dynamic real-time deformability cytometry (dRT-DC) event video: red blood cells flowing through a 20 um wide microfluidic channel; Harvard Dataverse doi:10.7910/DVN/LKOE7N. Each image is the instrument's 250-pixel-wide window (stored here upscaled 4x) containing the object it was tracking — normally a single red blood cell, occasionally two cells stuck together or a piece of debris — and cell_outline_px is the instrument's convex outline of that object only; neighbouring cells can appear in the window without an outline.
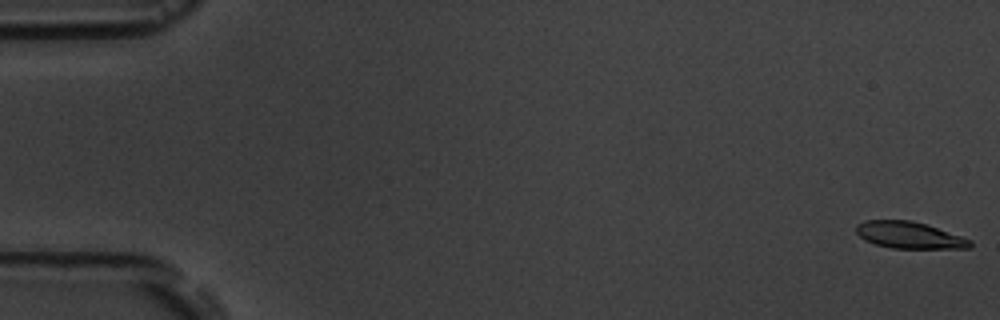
{"species": "common noctule bat (a hibernating species)", "species_latin": "Nyctalus noctula", "temperature_condition": "room temperature", "stored_images_in_passage": 10, "camera_frame_rate_fps": 3000, "um_per_image_px": 0.085, "animal": {"sex": "male", "body_mass_g": 19.5, "forearm_length_mm": 54.6}, "frame": {"image": 1, "passage_image": 1, "time_ms": 0.0, "image_size_px": [1000, 320], "cell_outline_px": [[972, 248], [892, 248], [876, 244], [864, 240], [856, 232], [856, 224], [864, 220], [912, 220], [972, 240]], "centroid_in_image_um": [77.26, 19.98], "position_along_channel_um": 7.7, "area_um2": 17.57}}
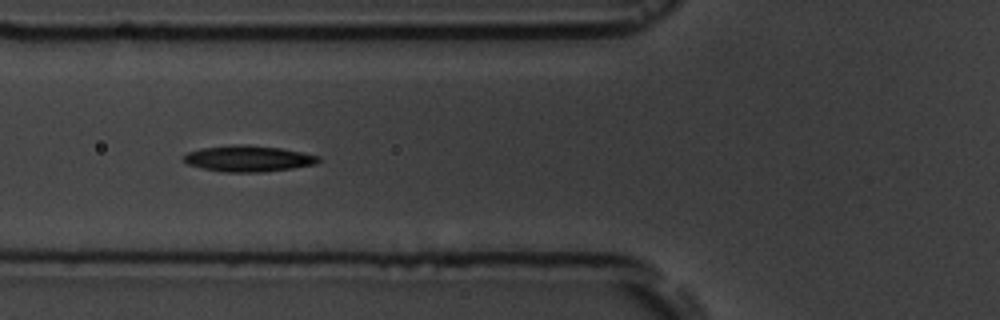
{"frame": {"image": 2, "passage_image": 7, "time_ms": 6.667, "image_size_px": [1000, 320], "cell_outline_px": [[320, 160], [316, 164], [292, 168], [260, 172], [224, 172], [200, 168], [188, 164], [184, 160], [184, 156], [188, 152], [200, 148], [240, 144], [248, 144], [280, 148], [320, 156]], "centroid_in_image_um": [21.1, 13.48], "position_along_channel_um": 104.7, "area_um2": 20.4}}
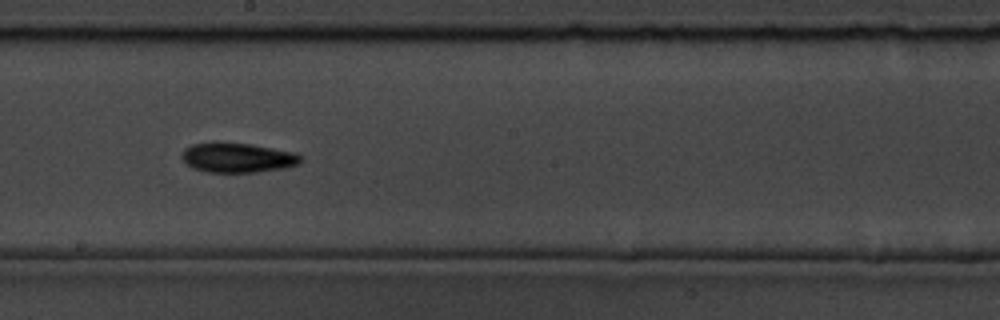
{"frame": {"image": 3, "passage_image": 10, "time_ms": 10.0, "image_size_px": [1000, 320], "cell_outline_px": [[300, 164], [284, 168], [256, 172], [208, 172], [192, 168], [180, 156], [180, 152], [184, 148], [192, 144], [216, 140], [252, 144], [292, 152], [300, 156]], "centroid_in_image_um": [20.11, 13.37], "position_along_channel_um": 228.1, "area_um2": 20.92}}